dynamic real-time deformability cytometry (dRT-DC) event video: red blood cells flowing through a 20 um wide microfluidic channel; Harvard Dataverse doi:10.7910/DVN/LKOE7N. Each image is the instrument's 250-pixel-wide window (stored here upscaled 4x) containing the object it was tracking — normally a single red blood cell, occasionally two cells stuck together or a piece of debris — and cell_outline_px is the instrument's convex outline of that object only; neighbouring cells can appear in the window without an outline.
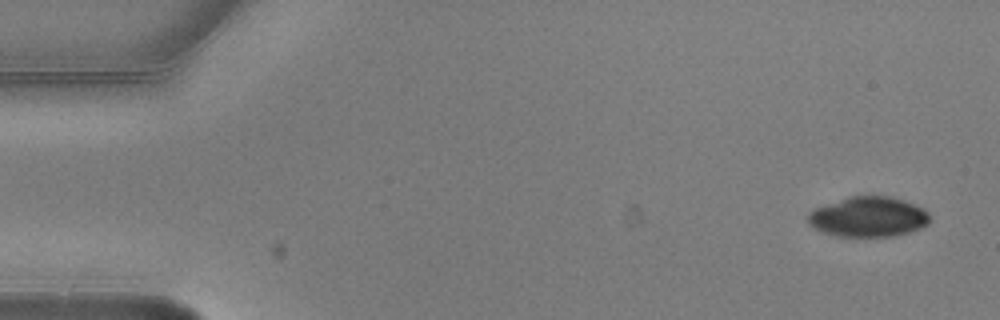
{"species": "common noctule bat (a hibernating species)", "species_latin": "Nyctalus noctula", "temperature_condition": "warm", "stored_images_in_passage": 3, "camera_frame_rate_fps": 3000, "um_per_image_px": 0.085, "animal": {"sex": "male", "body_mass_g": 20.5, "forearm_length_mm": 52.5}, "frame": {"image": 1, "passage_image": 1, "time_ms": 0.0, "image_size_px": [1000, 320], "cell_outline_px": [[928, 224], [920, 228], [908, 232], [892, 236], [836, 236], [824, 232], [808, 224], [808, 212], [816, 208], [848, 196], [892, 196], [904, 200], [924, 208], [928, 212]], "centroid_in_image_um": [73.81, 18.42], "position_along_channel_um": 11.2, "area_um2": 28.32}}